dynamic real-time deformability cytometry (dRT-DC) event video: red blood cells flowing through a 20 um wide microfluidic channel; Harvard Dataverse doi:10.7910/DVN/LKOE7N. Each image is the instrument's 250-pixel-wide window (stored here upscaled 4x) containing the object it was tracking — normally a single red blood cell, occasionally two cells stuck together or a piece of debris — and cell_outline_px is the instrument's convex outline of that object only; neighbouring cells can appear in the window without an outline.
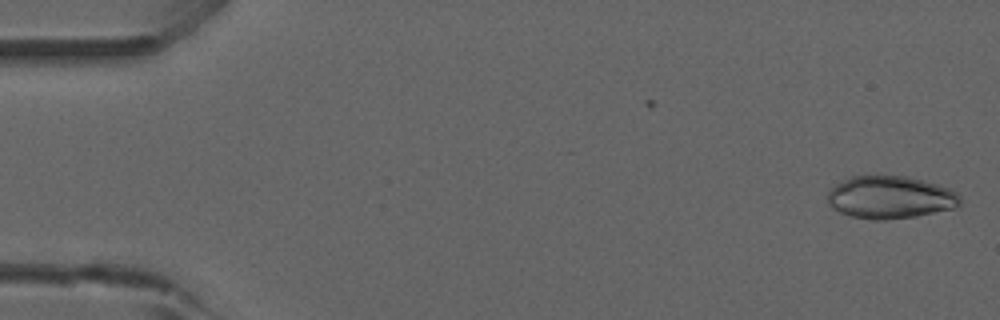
{"species": "common noctule bat (a hibernating species)", "species_latin": "Nyctalus noctula", "temperature_condition": "room temperature", "stored_images_in_passage": 51, "camera_frame_rate_fps": 3000, "um_per_image_px": 0.085, "animal": {"sex": "male", "forearm_length_mm": 52.5}, "frame": {"image": 1, "passage_image": 1, "time_ms": 0.0, "image_size_px": [1000, 320], "cell_outline_px": [[960, 204], [956, 208], [916, 216], [884, 220], [872, 220], [852, 216], [840, 212], [832, 208], [828, 204], [828, 192], [836, 184], [852, 176], [908, 176], [924, 180], [952, 188], [960, 196]], "centroid_in_image_um": [75.7, 16.77], "position_along_channel_um": 9.3, "area_um2": 33.06}}
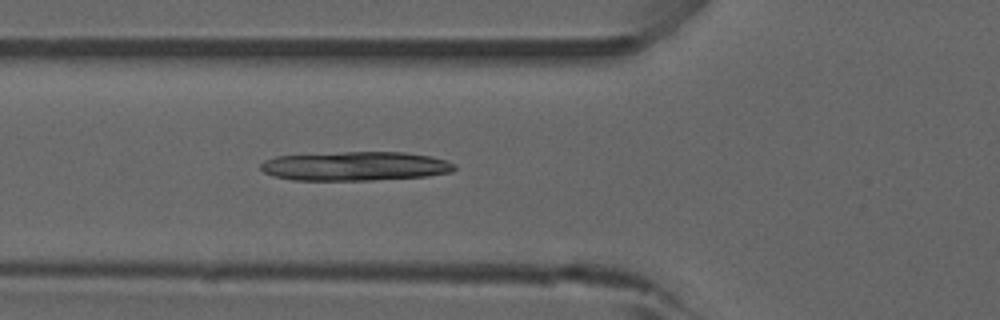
{"frame": {"image": 2, "passage_image": 18, "time_ms": 5.667, "image_size_px": [1000, 320], "cell_outline_px": [[456, 168], [452, 172], [428, 176], [372, 180], [292, 180], [272, 176], [264, 172], [260, 168], [260, 164], [264, 160], [276, 156], [344, 152], [404, 152], [432, 156], [456, 164]], "centroid_in_image_um": [30.2, 14.12], "position_along_channel_um": 95.6, "area_um2": 33.0}}
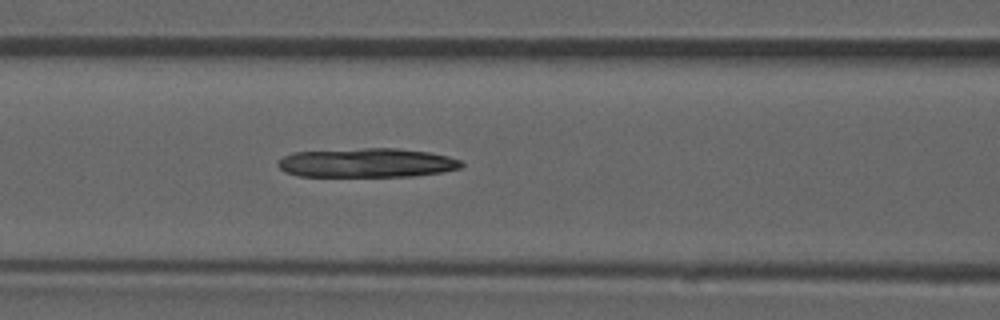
{"frame": {"image": 3, "passage_image": 21, "time_ms": 6.667, "image_size_px": [1000, 320], "cell_outline_px": [[464, 164], [460, 168], [444, 172], [416, 176], [300, 176], [284, 172], [276, 164], [276, 160], [292, 152], [364, 148], [396, 148], [428, 152], [448, 156], [460, 160]], "centroid_in_image_um": [31.17, 13.84], "position_along_channel_um": 135.4, "area_um2": 31.39}}